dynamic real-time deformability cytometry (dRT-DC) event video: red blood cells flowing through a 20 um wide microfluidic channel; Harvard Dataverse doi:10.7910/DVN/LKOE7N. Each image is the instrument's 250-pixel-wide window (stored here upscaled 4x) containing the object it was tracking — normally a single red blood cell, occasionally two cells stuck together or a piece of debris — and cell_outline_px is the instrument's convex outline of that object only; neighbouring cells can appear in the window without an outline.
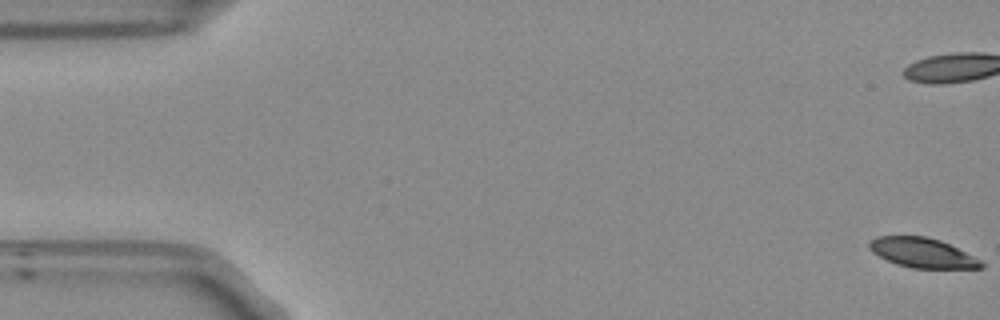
{"species": "Egyptian fruit bat (a non-hibernating species)", "species_latin": "Rousettus aegyptiacus", "temperature_condition": "room temperature", "stored_images_in_passage": 56, "camera_frame_rate_fps": 3000, "um_per_image_px": 0.085, "frame": {"image": 1, "passage_image": 1, "time_ms": 0.0, "image_size_px": [1000, 320], "cell_outline_px": [[984, 268], [912, 268], [896, 264], [872, 252], [868, 248], [868, 240], [876, 236], [928, 236], [940, 240], [980, 260], [984, 264]], "centroid_in_image_um": [78.35, 21.48], "position_along_channel_um": 6.7, "area_um2": 19.25}}
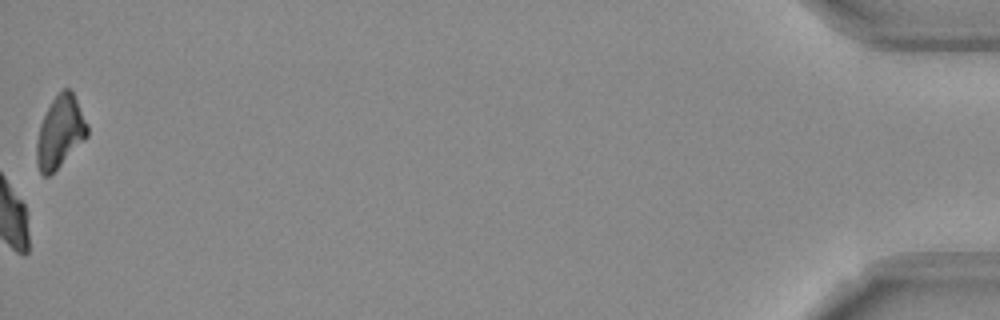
{"frame": {"image": 2, "passage_image": 56, "time_ms": 18.333, "image_size_px": [1000, 320], "cell_outline_px": [[88, 136], [48, 176], [44, 176], [40, 172], [36, 164], [36, 140], [40, 124], [52, 100], [64, 88], [68, 88], [72, 92], [88, 124]], "centroid_in_image_um": [5.09, 11.22], "position_along_channel_um": 430.1, "area_um2": 20.75}, "authors_computed_cell_mechanics": {"area_um2": 22.542, "velocity_mm_per_s": 3.7121, "shape_relaxation_time_tau1_ms": 3.5514, "shape_relaxation_time_tau2_ms": 3.6747, "deformation_change_tau1": 0.1213, "deformation_change_tau2": 0.0711}}